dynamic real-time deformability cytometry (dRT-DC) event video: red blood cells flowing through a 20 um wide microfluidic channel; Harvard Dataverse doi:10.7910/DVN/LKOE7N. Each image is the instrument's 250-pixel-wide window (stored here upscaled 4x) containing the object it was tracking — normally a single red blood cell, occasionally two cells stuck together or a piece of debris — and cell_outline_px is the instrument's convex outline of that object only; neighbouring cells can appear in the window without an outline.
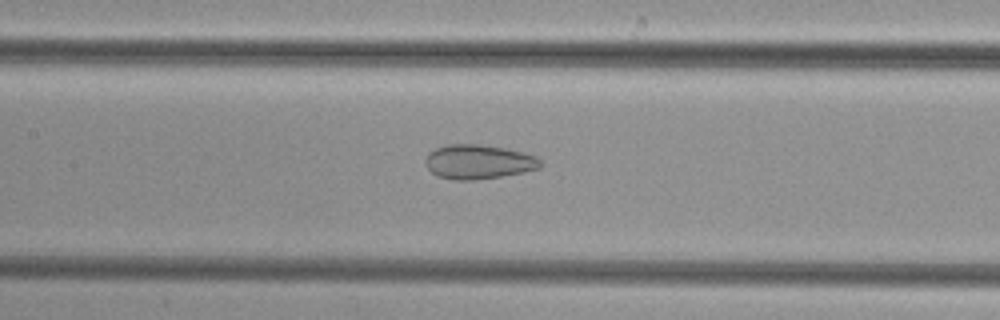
{"species": "common noctule bat (a hibernating species)", "species_latin": "Nyctalus noctula", "temperature_condition": "cold", "stored_images_in_passage": 50, "camera_frame_rate_fps": 3000, "um_per_image_px": 0.085, "animal": {"sex": "female", "body_mass_g": 29.2, "forearm_length_mm": 56.3}, "frame": {"image": 1, "passage_image": 23, "time_ms": 7.333, "image_size_px": [1000, 320], "cell_outline_px": [[544, 164], [540, 168], [524, 172], [500, 176], [472, 180], [452, 180], [436, 176], [424, 164], [424, 160], [436, 148], [448, 144], [480, 144], [504, 148], [524, 152], [536, 156]], "centroid_in_image_um": [40.69, 13.76], "position_along_channel_um": 166.7, "area_um2": 23.06}}
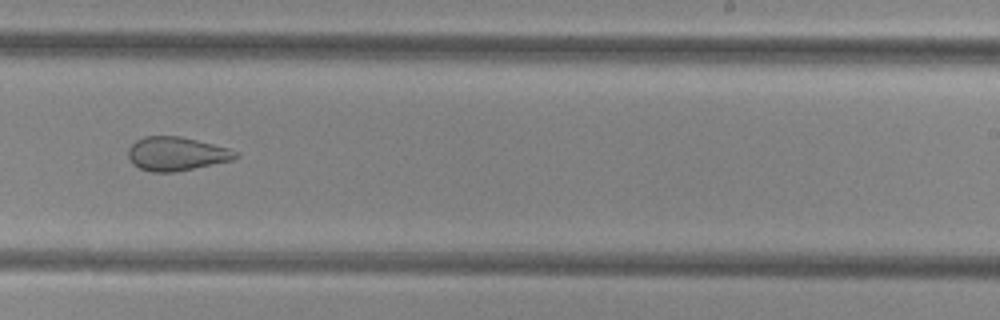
{"frame": {"image": 2, "passage_image": 31, "time_ms": 10.0, "image_size_px": [1000, 320], "cell_outline_px": [[240, 156], [232, 160], [176, 172], [152, 172], [140, 168], [132, 164], [128, 156], [128, 148], [136, 140], [144, 136], [180, 136], [228, 148], [240, 152]], "centroid_in_image_um": [14.99, 13.07], "position_along_channel_um": 274.0, "area_um2": 21.15}}
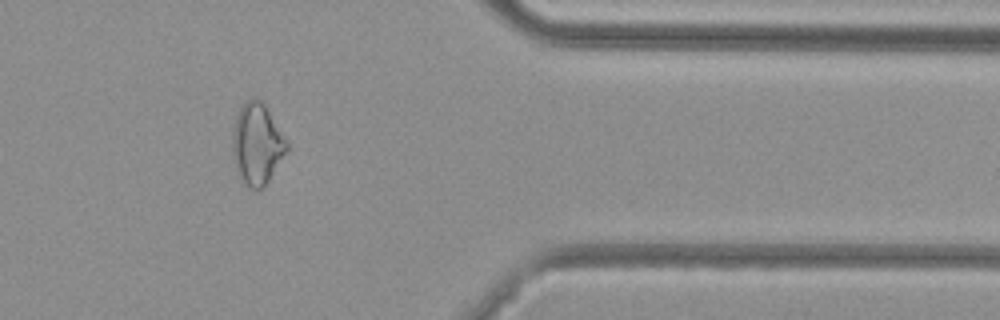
{"frame": {"image": 3, "passage_image": 41, "time_ms": 13.333, "image_size_px": [1000, 320], "cell_outline_px": [[288, 152], [264, 188], [252, 188], [244, 184], [236, 172], [232, 152], [232, 128], [236, 116], [244, 100], [252, 96], [260, 100], [264, 104], [288, 144]], "centroid_in_image_um": [21.82, 12.25], "position_along_channel_um": 389.6, "area_um2": 25.95}}